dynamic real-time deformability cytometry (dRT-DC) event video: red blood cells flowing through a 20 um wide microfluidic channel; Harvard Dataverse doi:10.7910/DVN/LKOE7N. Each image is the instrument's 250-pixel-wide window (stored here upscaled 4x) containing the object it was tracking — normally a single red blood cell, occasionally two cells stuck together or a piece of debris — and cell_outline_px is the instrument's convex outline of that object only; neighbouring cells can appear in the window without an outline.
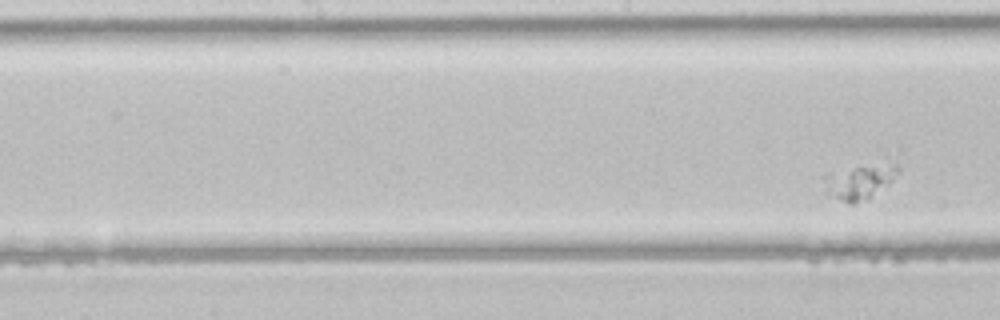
{"species": "common noctule bat (a hibernating species)", "species_latin": "Nyctalus noctula", "temperature_condition": "room temperature", "stored_images_in_passage": 8, "segment_of_instrument_passage": [2, 2], "camera_frame_rate_fps": 3000, "um_per_image_px": 0.085, "animal": {"sex": "male", "body_mass_g": 21.5, "forearm_length_mm": 52.0}, "frame": {"image": 1, "passage_image": 8, "time_ms": 2.333, "image_size_px": [1000, 320], "cell_outline_px": [[900, 172], [892, 180], [868, 200], [852, 204], [848, 204], [828, 196], [820, 176], [828, 172], [888, 156], [900, 168]], "centroid_in_image_um": [73.09, 15.32], "position_along_channel_um": 175.1, "area_um2": 16.82}}